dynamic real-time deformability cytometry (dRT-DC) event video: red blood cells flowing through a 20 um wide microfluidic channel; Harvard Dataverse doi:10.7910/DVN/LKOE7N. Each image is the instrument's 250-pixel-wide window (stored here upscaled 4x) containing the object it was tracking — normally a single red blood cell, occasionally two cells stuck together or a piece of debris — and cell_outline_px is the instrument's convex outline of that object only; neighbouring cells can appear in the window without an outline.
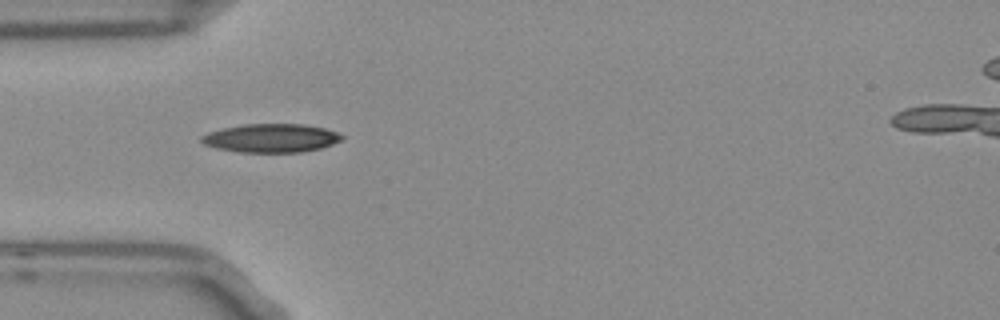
{"species": "Egyptian fruit bat (a non-hibernating species)", "species_latin": "Rousettus aegyptiacus", "temperature_condition": "room temperature", "stored_images_in_passage": 17, "camera_frame_rate_fps": 3000, "um_per_image_px": 0.085, "frame": {"image": 1, "passage_image": 1, "time_ms": 0.0, "image_size_px": [1000, 320], "cell_outline_px": [[344, 140], [320, 148], [300, 152], [240, 152], [216, 148], [204, 144], [200, 140], [200, 136], [208, 132], [224, 128], [244, 124], [304, 124], [324, 128], [336, 132], [344, 136]], "centroid_in_image_um": [23.04, 11.73], "position_along_channel_um": 62.0, "area_um2": 23.35}}